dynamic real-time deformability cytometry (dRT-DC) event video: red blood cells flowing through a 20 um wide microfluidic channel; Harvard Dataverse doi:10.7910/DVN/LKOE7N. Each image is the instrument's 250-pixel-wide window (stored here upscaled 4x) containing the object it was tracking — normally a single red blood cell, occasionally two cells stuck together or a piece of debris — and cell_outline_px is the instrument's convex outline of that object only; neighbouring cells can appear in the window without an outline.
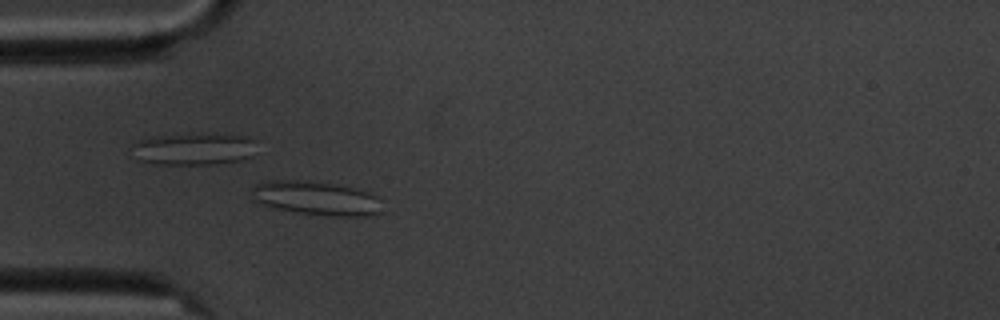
{"species": "common noctule bat (a hibernating species)", "species_latin": "Nyctalus noctula", "temperature_condition": "cold", "stored_images_in_passage": 4, "camera_frame_rate_fps": 3000, "um_per_image_px": 0.085, "animal": {"sex": "male", "body_mass_g": 20.1, "forearm_length_mm": 53.5}, "frame": {"image": 1, "passage_image": 4, "time_ms": 3.333, "image_size_px": [1000, 320], "cell_outline_px": [[380, 212], [368, 216], [328, 216], [296, 212], [272, 208], [260, 204], [252, 200], [252, 188], [256, 184], [268, 180], [308, 180], [332, 184], [352, 188], [368, 192], [376, 196], [380, 200]], "centroid_in_image_um": [26.81, 16.85], "position_along_channel_um": 58.2, "area_um2": 25.89}}